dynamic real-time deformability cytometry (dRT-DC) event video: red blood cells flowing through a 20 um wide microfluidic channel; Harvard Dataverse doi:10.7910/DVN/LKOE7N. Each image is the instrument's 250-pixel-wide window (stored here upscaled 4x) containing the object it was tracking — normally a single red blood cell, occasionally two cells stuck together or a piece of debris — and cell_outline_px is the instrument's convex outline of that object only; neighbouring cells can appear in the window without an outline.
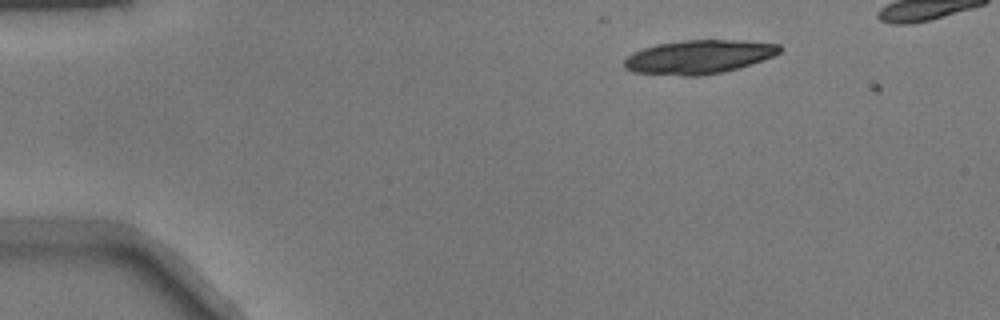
{"species": "common noctule bat (a hibernating species)", "species_latin": "Nyctalus noctula", "temperature_condition": "warm", "stored_images_in_passage": 5, "camera_frame_rate_fps": 3000, "um_per_image_px": 0.085, "animal": {"sex": "male", "body_mass_g": 17.9}, "frame": {"image": 1, "passage_image": 4, "time_ms": 1.0, "image_size_px": [1000, 320], "cell_outline_px": [[780, 52], [772, 56], [752, 64], [724, 72], [696, 76], [680, 76], [632, 72], [624, 68], [624, 60], [632, 52], [656, 44], [684, 40], [740, 40], [780, 44]], "centroid_in_image_um": [59.37, 4.84], "position_along_channel_um": 25.6, "area_um2": 30.63}}